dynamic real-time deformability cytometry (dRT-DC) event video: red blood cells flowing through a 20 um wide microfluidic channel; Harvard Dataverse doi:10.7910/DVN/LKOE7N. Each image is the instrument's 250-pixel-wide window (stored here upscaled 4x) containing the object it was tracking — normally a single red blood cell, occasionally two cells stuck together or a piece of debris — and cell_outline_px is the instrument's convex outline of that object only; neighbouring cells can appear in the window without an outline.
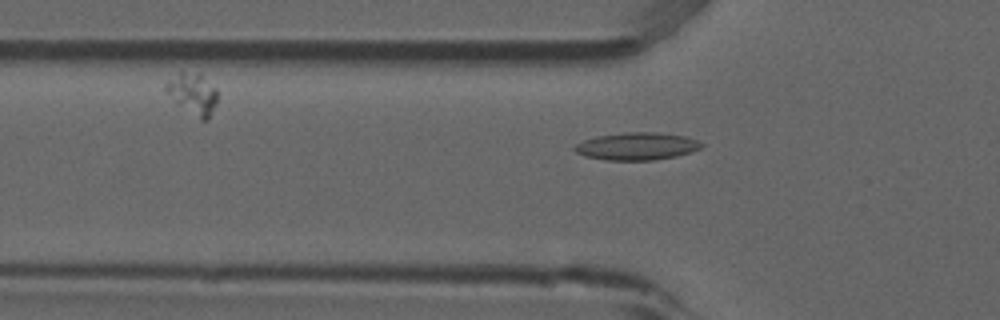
{"species": "common noctule bat (a hibernating species)", "species_latin": "Nyctalus noctula", "temperature_condition": "room temperature", "stored_images_in_passage": 22, "camera_frame_rate_fps": 3000, "um_per_image_px": 0.085, "animal": {"sex": "male", "forearm_length_mm": 52.5}, "frame": {"image": 1, "passage_image": 9, "time_ms": 2.667, "image_size_px": [1000, 320], "cell_outline_px": [[704, 144], [700, 148], [692, 152], [676, 156], [652, 160], [604, 160], [584, 156], [576, 152], [572, 148], [576, 144], [584, 140], [596, 136], [628, 132], [656, 132], [684, 136], [696, 140]], "centroid_in_image_um": [54.11, 12.43], "position_along_channel_um": 71.7, "area_um2": 20.29}}
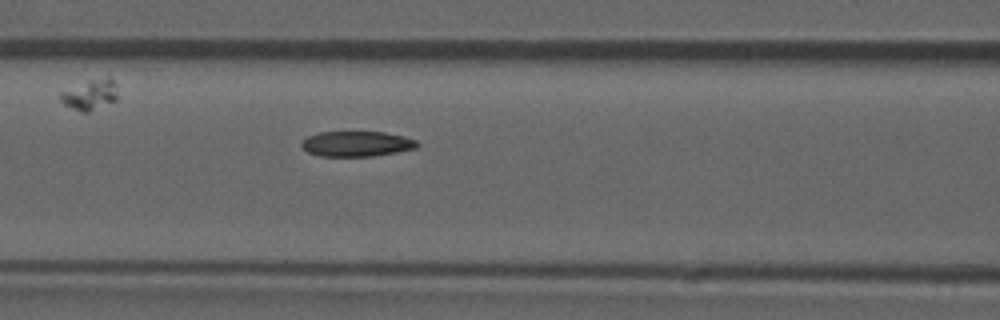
{"frame": {"image": 2, "passage_image": 14, "time_ms": 4.333, "image_size_px": [1000, 320], "cell_outline_px": [[420, 144], [416, 148], [396, 152], [372, 156], [320, 156], [308, 152], [300, 144], [308, 136], [320, 132], [384, 132], [404, 136], [416, 140]], "centroid_in_image_um": [30.34, 12.22], "position_along_channel_um": 136.3, "area_um2": 16.94}}